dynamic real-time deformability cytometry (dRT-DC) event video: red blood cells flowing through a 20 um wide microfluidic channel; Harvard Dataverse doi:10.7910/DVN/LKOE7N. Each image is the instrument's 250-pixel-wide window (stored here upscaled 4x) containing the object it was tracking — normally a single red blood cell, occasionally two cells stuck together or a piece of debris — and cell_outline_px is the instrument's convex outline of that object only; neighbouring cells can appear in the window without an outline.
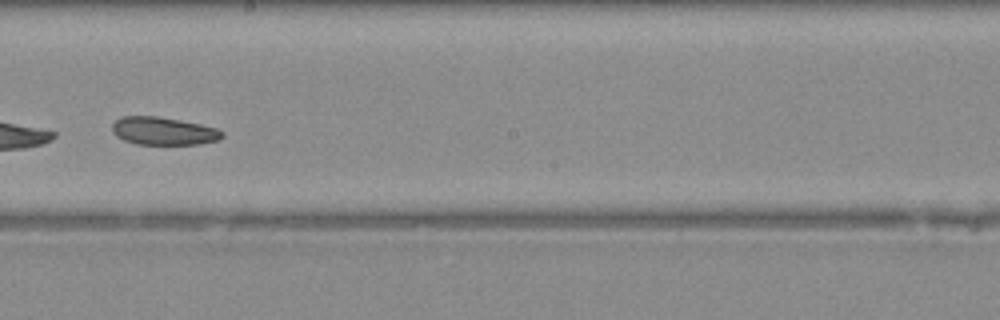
{"species": "Egyptian fruit bat (a non-hibernating species)", "species_latin": "Rousettus aegyptiacus", "temperature_condition": "warm", "stored_images_in_passage": 44, "camera_frame_rate_fps": 3000, "um_per_image_px": 0.085, "animal": {"sex": "female"}, "frame": {"image": 1, "passage_image": 26, "time_ms": 8.333, "image_size_px": [1000, 320], "cell_outline_px": [[224, 136], [216, 140], [200, 144], [136, 144], [124, 140], [116, 136], [112, 132], [112, 124], [120, 116], [156, 116], [180, 120], [200, 124], [216, 128], [224, 132]], "centroid_in_image_um": [13.87, 11.13], "position_along_channel_um": 234.3, "area_um2": 17.86}}